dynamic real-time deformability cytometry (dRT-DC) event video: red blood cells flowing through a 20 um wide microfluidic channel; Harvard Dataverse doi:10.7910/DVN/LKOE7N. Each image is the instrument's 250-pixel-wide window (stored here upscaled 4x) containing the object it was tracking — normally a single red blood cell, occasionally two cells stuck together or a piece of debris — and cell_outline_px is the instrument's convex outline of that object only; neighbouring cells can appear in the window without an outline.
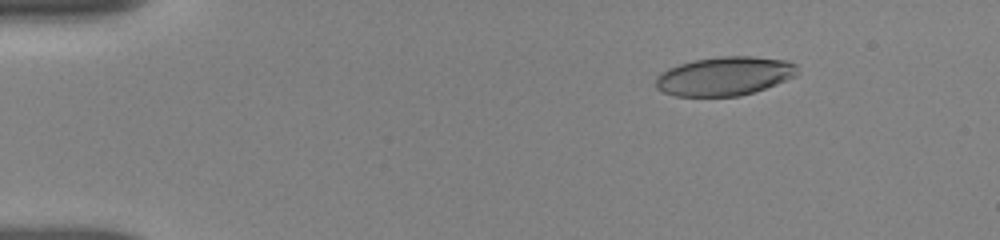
{"species": "human", "species_latin": "Homo sapiens", "temperature_condition": "room temperature", "stored_images_in_passage": 71, "camera_frame_rate_fps": 3000, "um_per_image_px": 0.085, "donor": {"sex": "female"}, "frame": {"image": 1, "passage_image": 10, "time_ms": 2.333, "image_size_px": [1000, 240], "cell_outline_px": [[796, 76], [776, 84], [740, 96], [676, 96], [664, 92], [656, 88], [656, 76], [660, 72], [668, 68], [680, 64], [696, 60], [720, 56], [752, 56], [788, 60], [796, 64]], "centroid_in_image_um": [61.58, 6.46], "position_along_channel_um": 23.4, "area_um2": 31.96}}
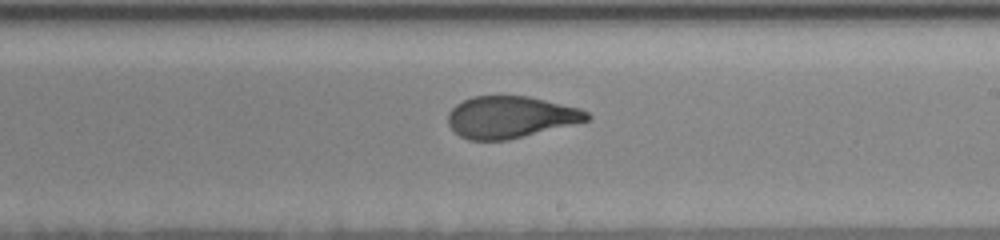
{"frame": {"image": 2, "passage_image": 40, "time_ms": 10.333, "image_size_px": [1000, 240], "cell_outline_px": [[592, 116], [588, 120], [508, 140], [468, 140], [452, 132], [448, 124], [448, 112], [456, 104], [472, 96], [528, 96], [580, 108], [588, 112]], "centroid_in_image_um": [43.35, 9.95], "position_along_channel_um": 245.7, "area_um2": 33.81}}
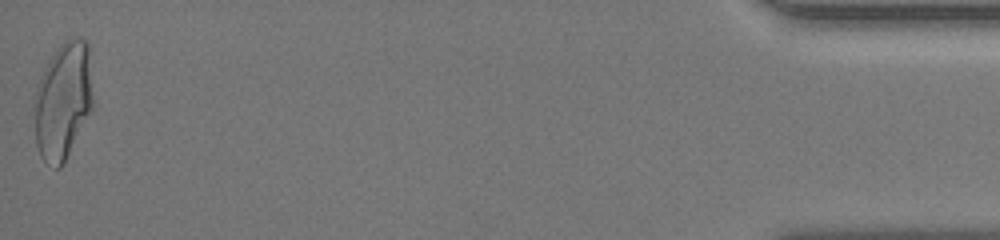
{"frame": {"image": 3, "passage_image": 70, "time_ms": 17.333, "image_size_px": [1000, 240], "cell_outline_px": [[92, 108], [60, 168], [56, 168], [44, 160], [40, 156], [36, 144], [36, 92], [40, 76], [44, 68], [56, 48], [64, 40], [72, 36], [88, 40], [92, 96]], "centroid_in_image_um": [5.37, 8.49], "position_along_channel_um": 429.8, "area_um2": 39.25}, "authors_computed_cell_mechanics": {"area_um2": 34.391, "velocity_mm_per_s": 3.8464, "shape_relaxation_time_tau1_ms": 6.8803, "shape_relaxation_time_tau2_ms": 1.2404, "deformation_change_tau1": 0.2449, "deformation_change_tau2": 0.0799}}